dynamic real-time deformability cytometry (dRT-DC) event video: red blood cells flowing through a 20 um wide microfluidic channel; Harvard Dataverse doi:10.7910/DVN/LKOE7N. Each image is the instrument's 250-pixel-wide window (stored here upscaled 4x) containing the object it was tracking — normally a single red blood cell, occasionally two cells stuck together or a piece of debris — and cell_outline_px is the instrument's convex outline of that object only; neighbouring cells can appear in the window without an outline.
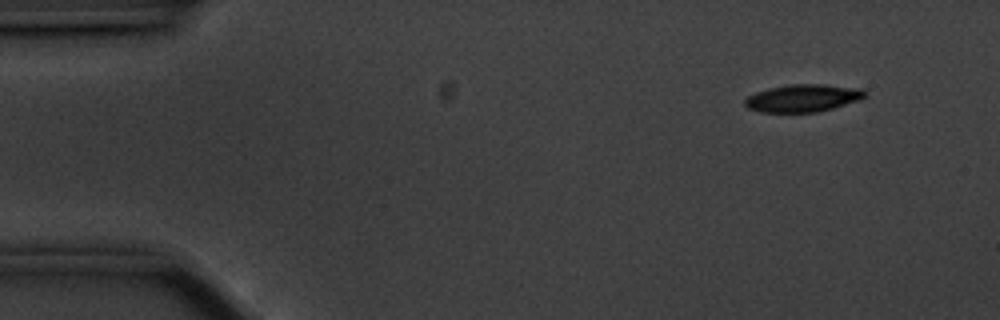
{"species": "common noctule bat (a hibernating species)", "species_latin": "Nyctalus noctula", "temperature_condition": "cold", "stored_images_in_passage": 51, "camera_frame_rate_fps": 3000, "um_per_image_px": 0.085, "animal": {"sex": "male", "body_mass_g": 20.1, "forearm_length_mm": 53.5}, "frame": {"image": 1, "passage_image": 1, "time_ms": 0.0, "image_size_px": [1000, 320], "cell_outline_px": [[868, 96], [860, 100], [832, 108], [816, 112], [760, 112], [748, 108], [744, 104], [744, 100], [748, 96], [756, 92], [772, 88], [792, 84], [820, 84], [864, 88], [868, 92]], "centroid_in_image_um": [68.31, 8.33], "position_along_channel_um": 16.7, "area_um2": 19.31}}
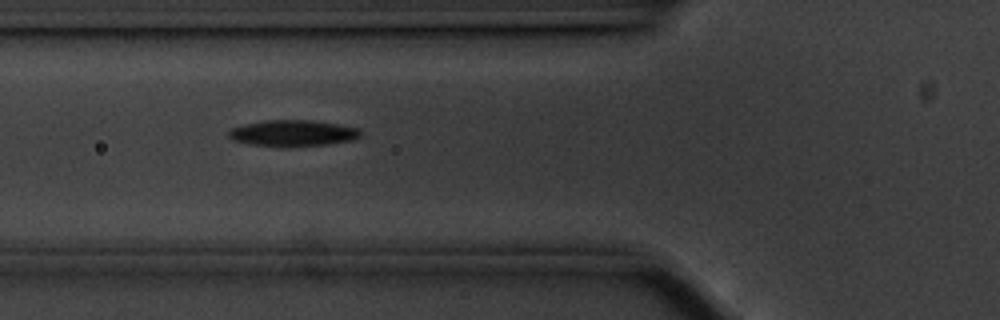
{"frame": {"image": 2, "passage_image": 16, "time_ms": 5.0, "image_size_px": [1000, 320], "cell_outline_px": [[360, 136], [352, 140], [328, 144], [252, 144], [232, 140], [228, 136], [228, 132], [232, 128], [244, 124], [264, 120], [312, 120], [360, 128]], "centroid_in_image_um": [24.9, 11.27], "position_along_channel_um": 100.9, "area_um2": 19.25}}
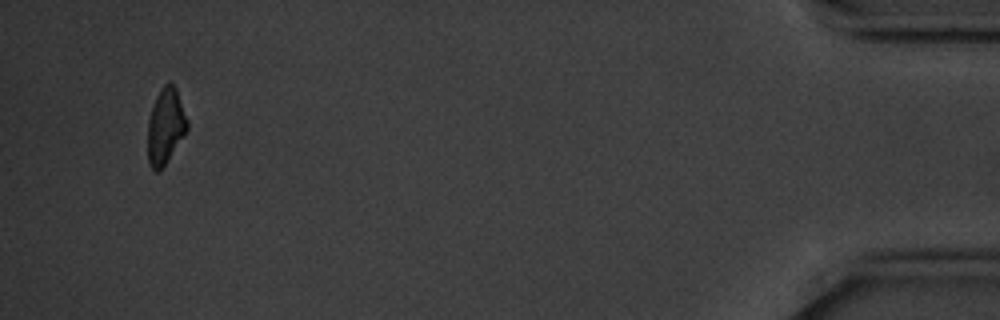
{"frame": {"image": 3, "passage_image": 50, "time_ms": 16.333, "image_size_px": [1000, 320], "cell_outline_px": [[188, 128], [164, 164], [156, 172], [152, 168], [148, 160], [148, 120], [156, 96], [160, 88], [168, 80], [176, 88], [188, 120]], "centroid_in_image_um": [14.06, 10.66], "position_along_channel_um": 421.1, "area_um2": 17.05}}